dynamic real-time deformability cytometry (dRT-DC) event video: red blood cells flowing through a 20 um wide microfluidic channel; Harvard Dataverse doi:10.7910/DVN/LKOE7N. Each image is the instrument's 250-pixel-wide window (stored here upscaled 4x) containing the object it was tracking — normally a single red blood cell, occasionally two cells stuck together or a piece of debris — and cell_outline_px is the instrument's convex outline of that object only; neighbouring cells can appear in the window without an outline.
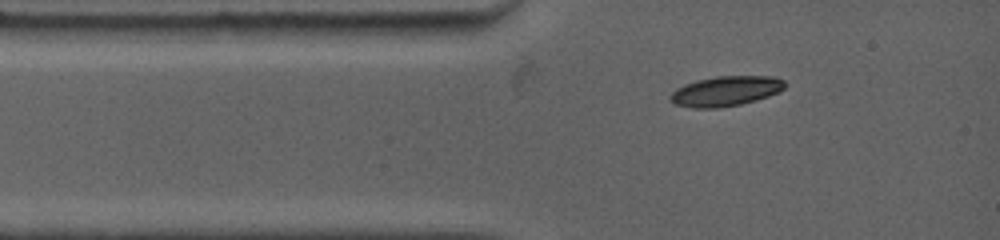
{"species": "common noctule bat (a hibernating species)", "species_latin": "Nyctalus noctula", "temperature_condition": "warm", "stored_images_in_passage": 4, "camera_frame_rate_fps": 4500, "um_per_image_px": 0.085, "animal": {"sex": "female", "body_mass_g": 19.0, "forearm_length_mm": 53.3}, "frame": {"image": 1, "passage_image": 1, "time_ms": 0.0, "image_size_px": [1000, 240], "cell_outline_px": [[784, 88], [768, 96], [740, 104], [716, 108], [696, 108], [676, 104], [672, 100], [672, 92], [688, 84], [700, 80], [716, 76], [768, 76], [784, 80]], "centroid_in_image_um": [61.72, 7.74], "position_along_channel_um": 23.3, "area_um2": 19.25}}